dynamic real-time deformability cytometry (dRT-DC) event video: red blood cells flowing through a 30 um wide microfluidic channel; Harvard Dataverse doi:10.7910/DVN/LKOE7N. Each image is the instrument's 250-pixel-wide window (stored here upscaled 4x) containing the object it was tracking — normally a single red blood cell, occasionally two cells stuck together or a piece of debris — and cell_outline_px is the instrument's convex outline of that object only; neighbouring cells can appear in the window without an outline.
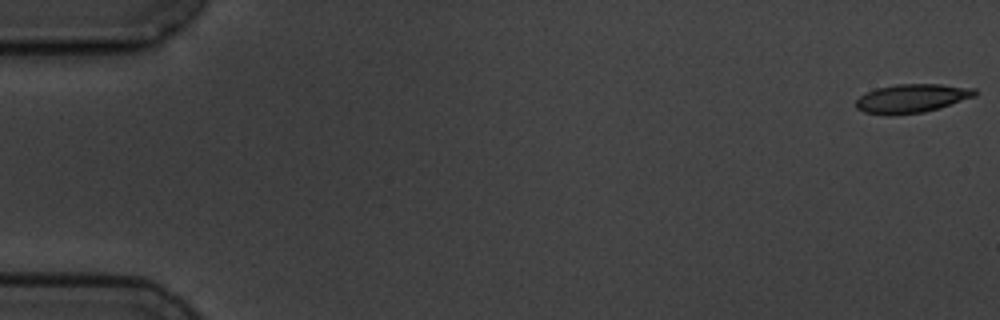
{"species": "common noctule bat (a hibernating species)", "species_latin": "Nyctalus noctula", "temperature_condition": "cold", "stored_images_in_passage": 5, "camera_frame_rate_fps": 3000, "um_per_image_px": 0.085, "animal": {"sex": "male", "body_mass_g": 19.5, "forearm_length_mm": 54.6}, "frame": {"image": 1, "passage_image": 1, "time_ms": 0.0, "image_size_px": [1000, 320], "cell_outline_px": [[976, 96], [940, 108], [924, 112], [892, 116], [888, 116], [864, 112], [856, 108], [856, 100], [860, 96], [876, 88], [896, 84], [940, 84], [976, 88]], "centroid_in_image_um": [77.5, 8.37], "position_along_channel_um": 7.5, "area_um2": 20.11}}
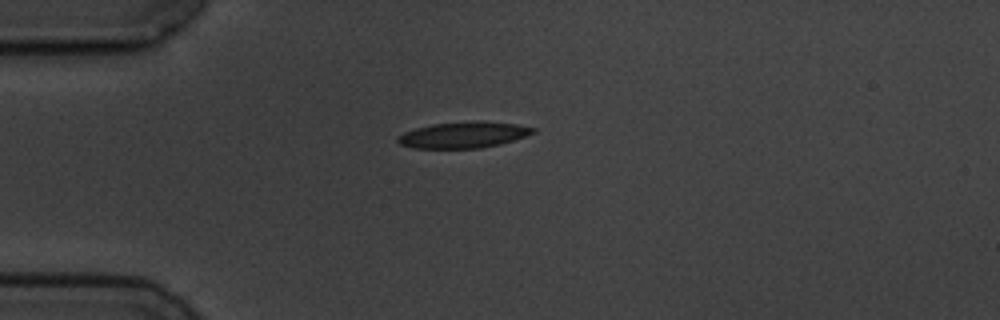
{"frame": {"image": 2, "passage_image": 5, "time_ms": 4.667, "image_size_px": [1000, 320], "cell_outline_px": [[536, 132], [500, 144], [480, 148], [412, 148], [400, 144], [396, 140], [396, 136], [404, 132], [416, 128], [432, 124], [476, 120], [484, 120], [516, 124], [536, 128]], "centroid_in_image_um": [39.38, 11.45], "position_along_channel_um": 45.6, "area_um2": 20.75}}